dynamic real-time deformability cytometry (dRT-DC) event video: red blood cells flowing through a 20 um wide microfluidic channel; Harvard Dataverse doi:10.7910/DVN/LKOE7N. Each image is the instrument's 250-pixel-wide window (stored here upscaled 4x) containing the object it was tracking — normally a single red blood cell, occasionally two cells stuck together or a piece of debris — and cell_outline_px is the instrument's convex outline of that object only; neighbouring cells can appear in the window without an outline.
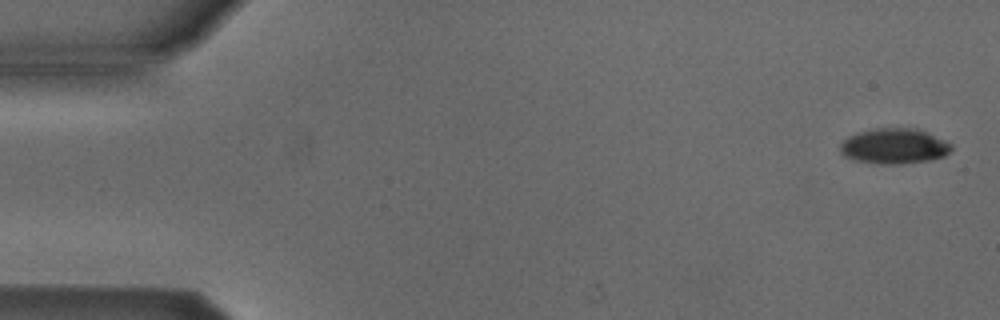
{"species": "Egyptian fruit bat (a non-hibernating species)", "species_latin": "Rousettus aegyptiacus", "temperature_condition": "cold", "stored_images_in_passage": 48, "camera_frame_rate_fps": 3000, "um_per_image_px": 0.085, "animal": {"sex": "male"}, "frame": {"image": 1, "passage_image": 2, "time_ms": 0.333, "image_size_px": [1000, 320], "cell_outline_px": [[952, 148], [944, 156], [928, 160], [900, 164], [880, 164], [856, 160], [844, 156], [840, 152], [840, 144], [848, 136], [860, 132], [876, 128], [916, 128], [944, 140], [952, 144]], "centroid_in_image_um": [75.99, 12.42], "position_along_channel_um": 9.0, "area_um2": 22.72}}
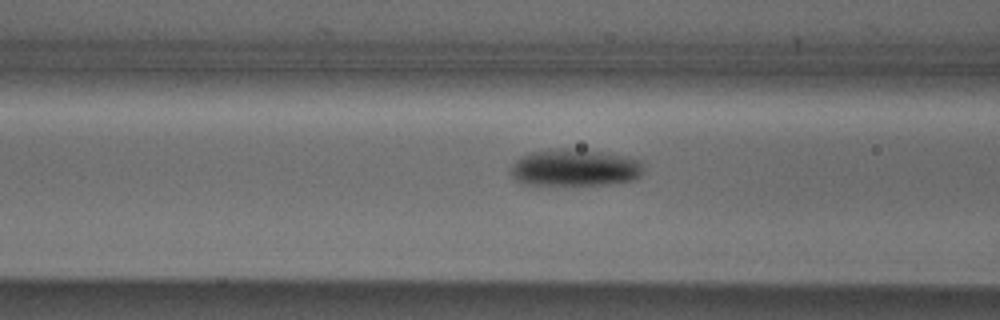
{"frame": {"image": 2, "passage_image": 21, "time_ms": 6.667, "image_size_px": [1000, 320], "cell_outline_px": [[644, 172], [636, 180], [612, 184], [528, 184], [516, 180], [512, 176], [512, 164], [520, 156], [528, 152], [548, 148], [568, 148], [600, 152], [640, 160], [644, 168]], "centroid_in_image_um": [48.86, 14.24], "position_along_channel_um": 117.7, "area_um2": 28.61}}
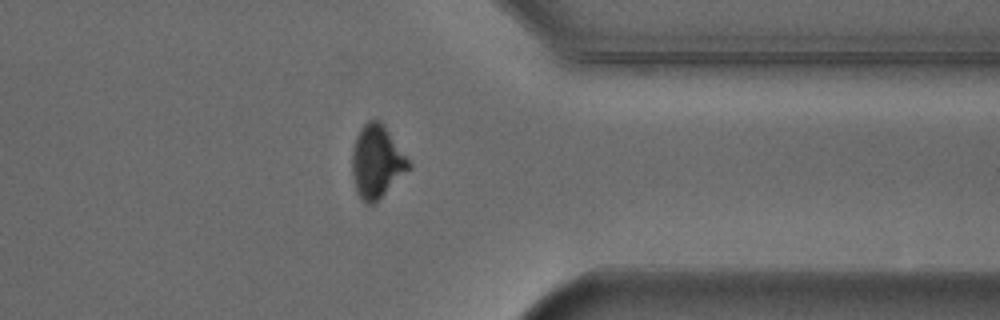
{"frame": {"image": 3, "passage_image": 42, "time_ms": 13.667, "image_size_px": [1000, 320], "cell_outline_px": [[412, 168], [372, 204], [364, 204], [356, 188], [352, 176], [352, 148], [356, 136], [360, 128], [368, 120], [380, 120], [412, 164]], "centroid_in_image_um": [32.02, 13.73], "position_along_channel_um": 379.4, "area_um2": 23.81}, "authors_computed_cell_mechanics": {"area_um2": 25.4898, "velocity_mm_per_s": 3.8673, "shape_relaxation_time_tau1_ms": 3.2156, "shape_relaxation_time_tau2_ms": null, "deformation_change_tau1": 0.116, "deformation_change_tau2": null}}